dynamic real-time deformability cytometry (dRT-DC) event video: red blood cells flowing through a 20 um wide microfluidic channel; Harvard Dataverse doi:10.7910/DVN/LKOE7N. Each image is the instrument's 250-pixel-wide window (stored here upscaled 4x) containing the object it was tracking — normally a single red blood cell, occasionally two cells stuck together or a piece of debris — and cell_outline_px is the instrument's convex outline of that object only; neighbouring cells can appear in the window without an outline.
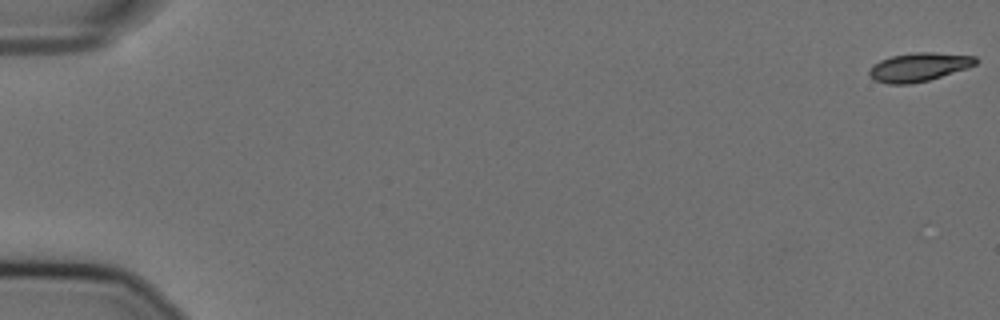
{"species": "Egyptian fruit bat (a non-hibernating species)", "species_latin": "Rousettus aegyptiacus", "temperature_condition": "cold", "stored_images_in_passage": 27, "camera_frame_rate_fps": 3000, "um_per_image_px": 0.085, "animal": {"sex": "female"}, "frame": {"image": 1, "passage_image": 1, "time_ms": 0.0, "image_size_px": [1000, 320], "cell_outline_px": [[980, 60], [976, 64], [968, 68], [928, 80], [912, 84], [888, 84], [876, 80], [868, 72], [872, 64], [880, 60], [892, 56], [916, 52], [932, 52], [976, 56]], "centroid_in_image_um": [78.13, 5.69], "position_along_channel_um": 6.9, "area_um2": 17.74}}
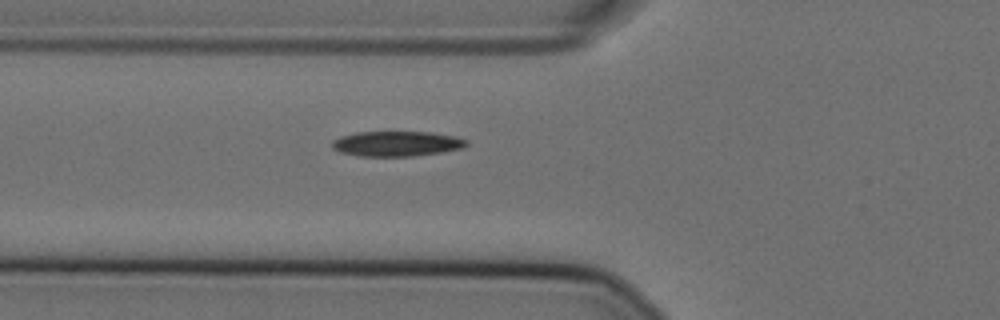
{"frame": {"image": 2, "passage_image": 22, "time_ms": 7.0, "image_size_px": [1000, 320], "cell_outline_px": [[468, 144], [464, 148], [440, 152], [412, 156], [360, 156], [340, 152], [332, 148], [332, 140], [340, 136], [356, 132], [428, 132], [456, 136], [468, 140]], "centroid_in_image_um": [33.72, 12.21], "position_along_channel_um": 92.1, "area_um2": 19.71}}
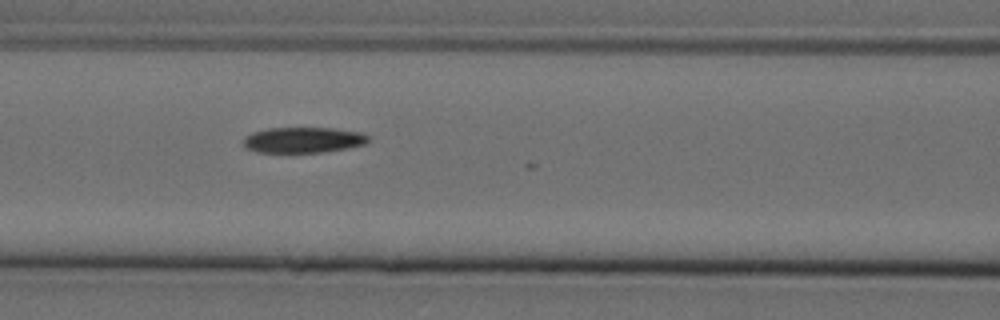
{"frame": {"image": 3, "passage_image": 26, "time_ms": 8.333, "image_size_px": [1000, 320], "cell_outline_px": [[368, 144], [348, 148], [320, 152], [256, 152], [248, 148], [244, 144], [244, 136], [252, 132], [268, 128], [332, 128], [360, 132], [368, 136]], "centroid_in_image_um": [25.79, 11.89], "position_along_channel_um": 140.8, "area_um2": 18.61}}